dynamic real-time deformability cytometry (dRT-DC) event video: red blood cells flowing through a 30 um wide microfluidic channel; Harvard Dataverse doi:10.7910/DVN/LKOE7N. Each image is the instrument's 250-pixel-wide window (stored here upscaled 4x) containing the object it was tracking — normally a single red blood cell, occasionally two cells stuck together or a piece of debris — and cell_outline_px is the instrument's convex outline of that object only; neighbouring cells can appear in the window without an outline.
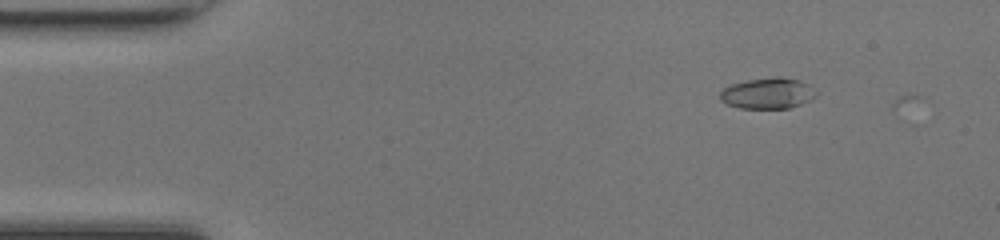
{"species": "common noctule bat (a hibernating species)", "species_latin": "Nyctalus noctula", "temperature_condition": "room temperature", "stored_images_in_passage": 3, "camera_frame_rate_fps": 3000, "um_per_image_px": 0.085, "animal": {"sex": "female", "body_mass_g": 17.0, "forearm_length_mm": 48.0}, "frame": {"image": 1, "passage_image": 2, "time_ms": 0.333, "image_size_px": [1000, 240], "cell_outline_px": [[820, 92], [816, 96], [800, 104], [788, 108], [740, 108], [728, 104], [720, 100], [720, 92], [724, 88], [732, 84], [748, 80], [776, 76], [780, 76], [800, 80], [808, 84]], "centroid_in_image_um": [65.29, 7.92], "position_along_channel_um": 19.7, "area_um2": 17.34}}